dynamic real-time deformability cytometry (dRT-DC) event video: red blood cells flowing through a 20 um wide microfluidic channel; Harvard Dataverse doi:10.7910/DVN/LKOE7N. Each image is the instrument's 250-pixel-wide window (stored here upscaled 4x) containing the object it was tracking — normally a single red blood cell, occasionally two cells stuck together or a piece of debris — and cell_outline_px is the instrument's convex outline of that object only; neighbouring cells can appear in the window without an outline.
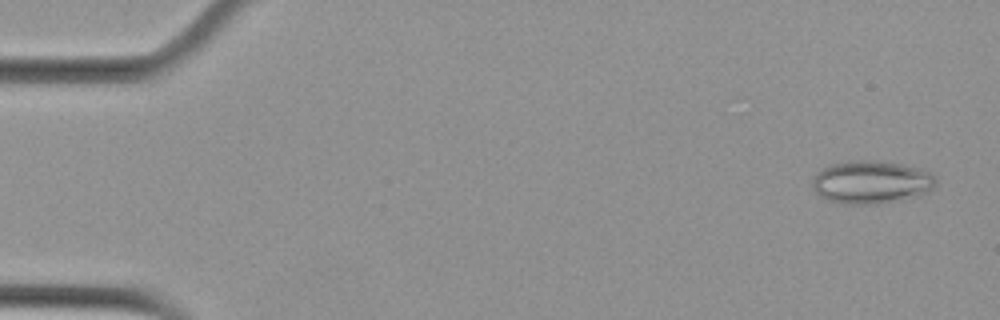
{"species": "Egyptian fruit bat (a non-hibernating species)", "species_latin": "Rousettus aegyptiacus", "temperature_condition": "cold", "stored_images_in_passage": 49, "camera_frame_rate_fps": 3000, "um_per_image_px": 0.085, "animal": {"sex": "female"}, "frame": {"image": 1, "passage_image": 3, "time_ms": 0.667, "image_size_px": [1000, 320], "cell_outline_px": [[936, 184], [932, 188], [920, 196], [900, 200], [876, 204], [844, 204], [828, 200], [820, 196], [816, 192], [812, 184], [812, 180], [828, 164], [848, 160], [872, 160], [900, 164], [916, 168], [928, 172], [936, 180]], "centroid_in_image_um": [74.04, 15.49], "position_along_channel_um": 11.0, "area_um2": 30.75}}
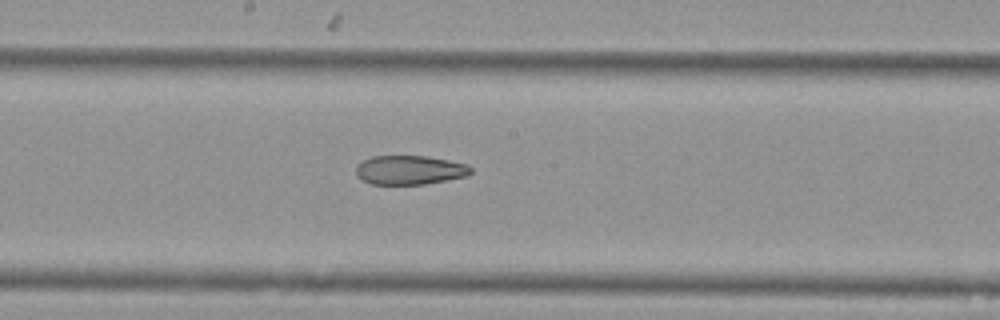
{"frame": {"image": 2, "passage_image": 30, "time_ms": 9.667, "image_size_px": [1000, 320], "cell_outline_px": [[472, 172], [468, 176], [424, 184], [372, 184], [364, 180], [356, 172], [356, 164], [372, 156], [428, 156], [468, 164], [472, 168]], "centroid_in_image_um": [34.86, 14.44], "position_along_channel_um": 213.3, "area_um2": 19.42}}
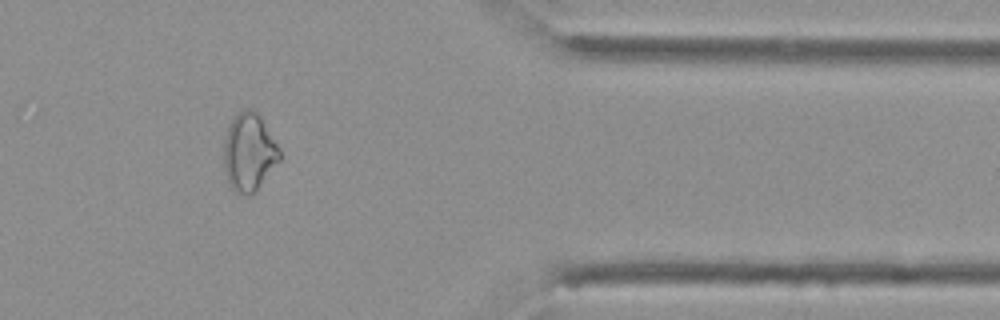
{"frame": {"image": 3, "passage_image": 46, "time_ms": 15.0, "image_size_px": [1000, 320], "cell_outline_px": [[280, 160], [256, 192], [248, 196], [236, 192], [228, 184], [224, 168], [224, 140], [228, 124], [236, 112], [244, 108], [252, 108], [260, 116], [280, 148]], "centroid_in_image_um": [21.16, 12.93], "position_along_channel_um": 390.2, "area_um2": 25.72}, "authors_computed_cell_mechanics": {"area_um2": 24.276, "velocity_mm_per_s": 3.7007, "shape_relaxation_time_tau1_ms": null, "shape_relaxation_time_tau2_ms": 4.6201, "deformation_change_tau1": null, "deformation_change_tau2": 0.1252}}